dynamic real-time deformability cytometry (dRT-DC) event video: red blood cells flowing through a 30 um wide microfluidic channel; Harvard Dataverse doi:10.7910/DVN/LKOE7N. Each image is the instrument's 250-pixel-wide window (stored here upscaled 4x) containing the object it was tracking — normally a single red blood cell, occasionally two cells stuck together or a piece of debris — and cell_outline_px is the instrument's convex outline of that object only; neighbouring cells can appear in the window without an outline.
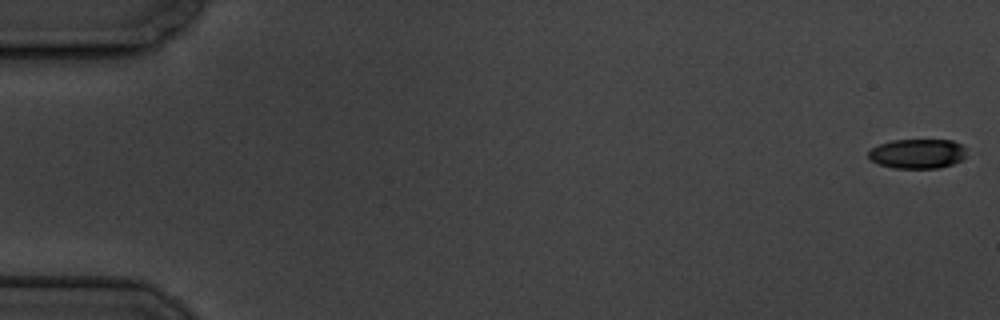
{"species": "common noctule bat (a hibernating species)", "species_latin": "Nyctalus noctula", "temperature_condition": "cold", "stored_images_in_passage": 6, "camera_frame_rate_fps": 3000, "um_per_image_px": 0.085, "animal": {"sex": "male", "body_mass_g": 19.5, "forearm_length_mm": 54.6}, "frame": {"image": 1, "passage_image": 1, "time_ms": 0.0, "image_size_px": [1000, 320], "cell_outline_px": [[968, 156], [964, 160], [952, 164], [936, 168], [892, 168], [876, 164], [868, 156], [868, 152], [872, 148], [880, 144], [892, 140], [952, 140], [960, 144], [964, 148]], "centroid_in_image_um": [78.0, 13.07], "position_along_channel_um": 7.0, "area_um2": 17.05}}
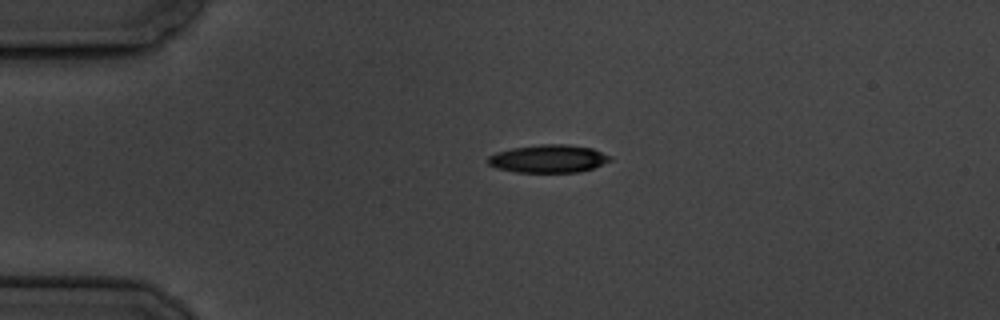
{"frame": {"image": 2, "passage_image": 5, "time_ms": 4.333, "image_size_px": [1000, 320], "cell_outline_px": [[612, 160], [592, 168], [580, 172], [516, 172], [496, 168], [488, 164], [488, 156], [496, 152], [512, 148], [540, 144], [568, 144], [592, 148], [612, 156]], "centroid_in_image_um": [46.62, 13.48], "position_along_channel_um": 38.4, "area_um2": 19.94}}